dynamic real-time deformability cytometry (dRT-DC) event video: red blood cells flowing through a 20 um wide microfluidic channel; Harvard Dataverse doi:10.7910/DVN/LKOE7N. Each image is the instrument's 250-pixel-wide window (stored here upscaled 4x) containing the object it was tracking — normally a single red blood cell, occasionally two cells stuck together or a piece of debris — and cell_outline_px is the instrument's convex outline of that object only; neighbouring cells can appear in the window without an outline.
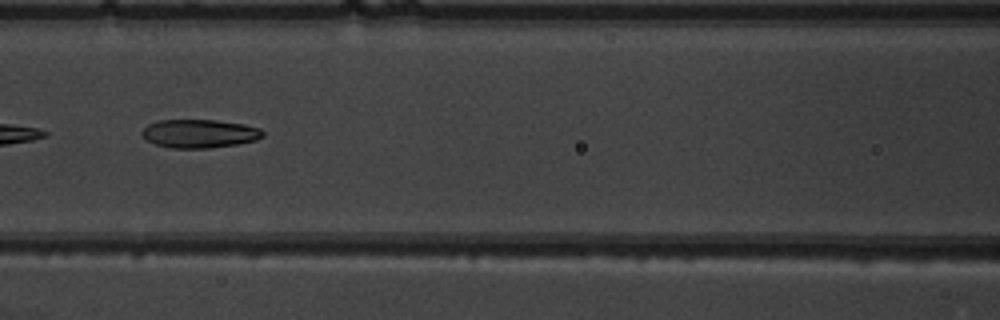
{"species": "common noctule bat (a hibernating species)", "species_latin": "Nyctalus noctula", "temperature_condition": "warm", "stored_images_in_passage": 6, "camera_frame_rate_fps": 3000, "um_per_image_px": 0.085, "animal": {"sex": "male", "body_mass_g": 19.5, "forearm_length_mm": 54.6}, "frame": {"image": 1, "passage_image": 6, "time_ms": 5.667, "image_size_px": [1000, 320], "cell_outline_px": [[264, 136], [256, 140], [236, 144], [208, 148], [172, 148], [156, 144], [144, 140], [140, 132], [148, 124], [160, 120], [216, 120], [244, 124], [260, 128], [264, 132]], "centroid_in_image_um": [16.94, 11.35], "position_along_channel_um": 149.7, "area_um2": 20.11}}